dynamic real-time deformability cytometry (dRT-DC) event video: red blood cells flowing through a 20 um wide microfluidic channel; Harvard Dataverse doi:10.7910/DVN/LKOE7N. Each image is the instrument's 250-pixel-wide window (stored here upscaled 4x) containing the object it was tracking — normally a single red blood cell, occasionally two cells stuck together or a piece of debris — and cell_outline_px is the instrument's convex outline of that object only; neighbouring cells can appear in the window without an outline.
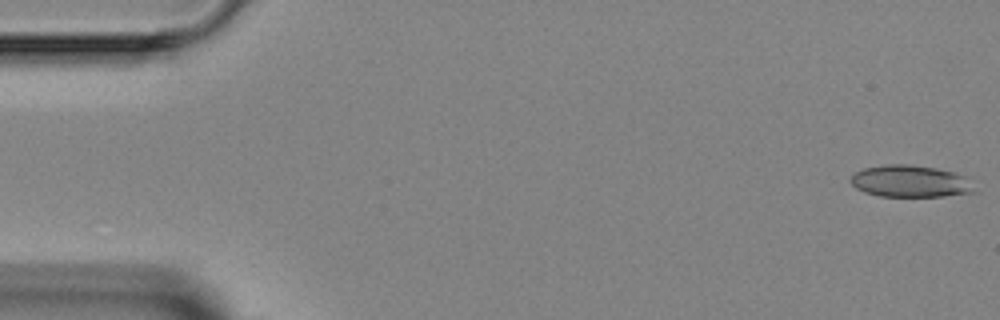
{"species": "Egyptian fruit bat (a non-hibernating species)", "species_latin": "Rousettus aegyptiacus", "temperature_condition": "room temperature", "stored_images_in_passage": 3, "camera_frame_rate_fps": 3000, "um_per_image_px": 0.085, "animal": {"sex": "female"}, "frame": {"image": 1, "passage_image": 1, "time_ms": 0.0, "image_size_px": [1000, 320], "cell_outline_px": [[976, 192], [944, 196], [880, 196], [864, 192], [856, 188], [852, 184], [852, 176], [856, 172], [864, 168], [888, 164], [908, 164], [936, 168], [952, 172], [964, 176]], "centroid_in_image_um": [77.35, 15.41], "position_along_channel_um": 7.6, "area_um2": 22.66}}